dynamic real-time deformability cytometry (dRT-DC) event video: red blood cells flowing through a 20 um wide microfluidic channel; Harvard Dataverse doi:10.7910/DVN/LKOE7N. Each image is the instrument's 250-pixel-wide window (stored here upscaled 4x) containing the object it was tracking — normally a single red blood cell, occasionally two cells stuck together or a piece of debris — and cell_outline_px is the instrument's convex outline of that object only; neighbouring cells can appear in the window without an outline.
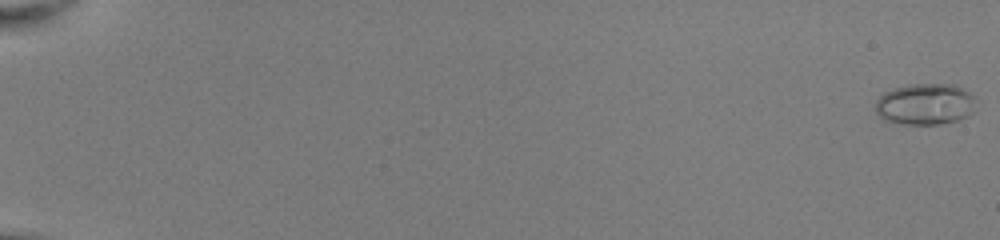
{"species": "common noctule bat (a hibernating species)", "species_latin": "Nyctalus noctula", "temperature_condition": "room temperature", "stored_images_in_passage": 53, "camera_frame_rate_fps": 3000, "um_per_image_px": 0.085, "animal": {"sex": "female", "body_mass_g": 22.0, "forearm_length_mm": 56.7}, "frame": {"image": 1, "passage_image": 1, "time_ms": 0.0, "image_size_px": [1000, 240], "cell_outline_px": [[976, 100], [972, 112], [968, 116], [956, 120], [940, 124], [904, 124], [884, 120], [876, 112], [876, 100], [884, 92], [908, 84], [956, 84], [976, 96]], "centroid_in_image_um": [78.67, 8.84], "position_along_channel_um": 6.3, "area_um2": 24.33}}
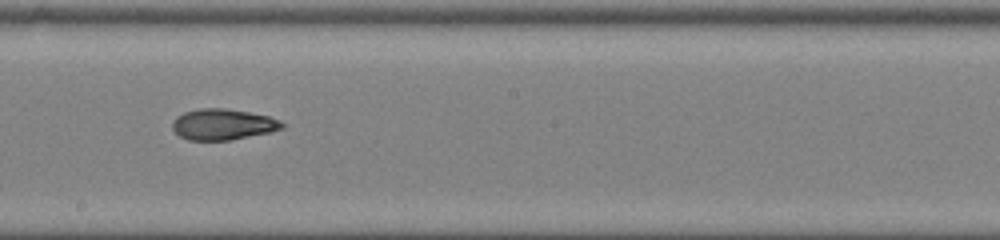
{"frame": {"image": 2, "passage_image": 33, "time_ms": 10.667, "image_size_px": [1000, 240], "cell_outline_px": [[284, 128], [272, 132], [228, 140], [188, 140], [180, 136], [172, 128], [172, 124], [176, 116], [184, 112], [200, 108], [224, 108], [248, 112], [268, 116], [280, 120], [284, 124]], "centroid_in_image_um": [18.95, 10.57], "position_along_channel_um": 229.3, "area_um2": 19.77}}
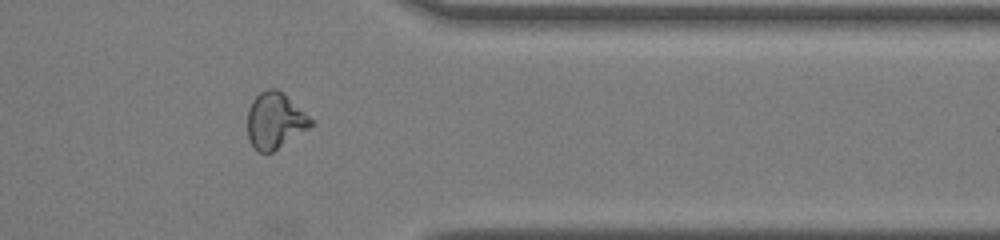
{"frame": {"image": 3, "passage_image": 45, "time_ms": 14.667, "image_size_px": [1000, 240], "cell_outline_px": [[312, 124], [308, 128], [272, 152], [260, 152], [248, 140], [248, 108], [252, 100], [260, 92], [268, 88], [276, 88], [304, 112], [312, 120]], "centroid_in_image_um": [23.33, 10.25], "position_along_channel_um": 388.1, "area_um2": 20.11}, "authors_computed_cell_mechanics": {"area_um2": 20.6924, "velocity_mm_per_s": 4.0754, "shape_relaxation_time_tau1_ms": null, "shape_relaxation_time_tau2_ms": 2.9278, "deformation_change_tau1": null, "deformation_change_tau2": 0.0906}}